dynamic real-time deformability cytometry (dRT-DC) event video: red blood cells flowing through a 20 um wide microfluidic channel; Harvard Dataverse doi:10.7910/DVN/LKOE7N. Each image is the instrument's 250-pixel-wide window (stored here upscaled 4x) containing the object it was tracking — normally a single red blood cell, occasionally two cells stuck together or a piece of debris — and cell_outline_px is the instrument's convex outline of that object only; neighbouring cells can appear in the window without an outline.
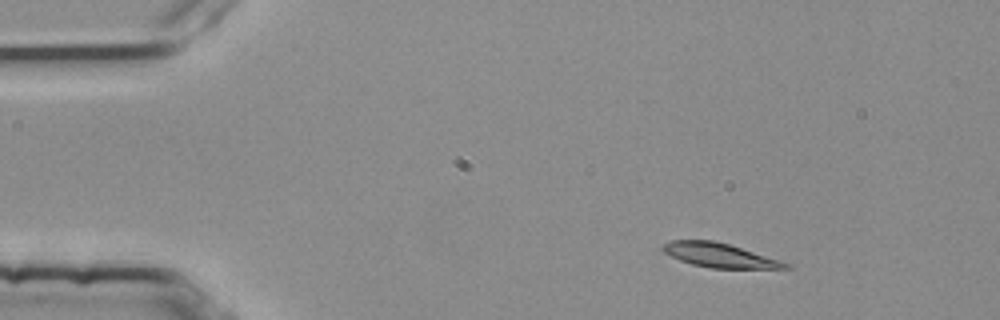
{"species": "common noctule bat (a hibernating species)", "species_latin": "Nyctalus noctula", "temperature_condition": "room temperature", "stored_images_in_passage": 8, "camera_frame_rate_fps": 3000, "um_per_image_px": 0.085, "animal": {"sex": "female", "body_mass_g": 25.1}, "frame": {"image": 1, "passage_image": 1, "time_ms": 0.0, "image_size_px": [1000, 320], "cell_outline_px": [[792, 268], [712, 268], [692, 264], [680, 260], [664, 252], [660, 248], [664, 244], [672, 240], [712, 240], [728, 244], [788, 264]], "centroid_in_image_um": [61.05, 21.69], "position_along_channel_um": 23.9, "area_um2": 16.65}}
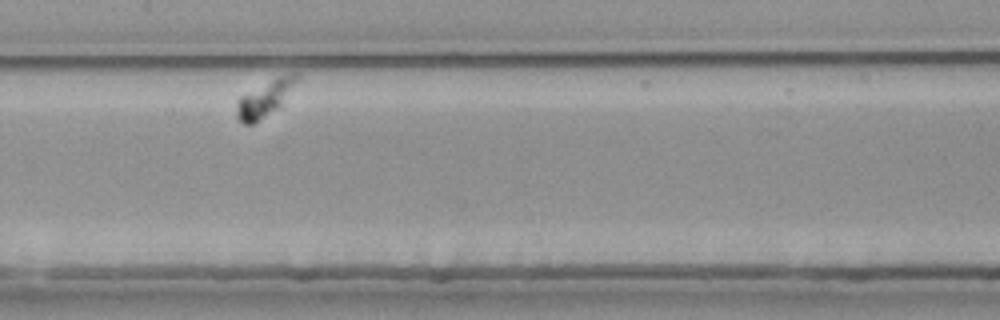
{"frame": {"image": 2, "passage_image": 6, "time_ms": 1.667, "image_size_px": [1000, 320], "cell_outline_px": [[300, 80], [280, 104], [276, 108], [252, 124], [244, 124], [236, 116], [236, 100], [240, 96], [276, 76], [288, 72], [300, 72]], "centroid_in_image_um": [22.56, 8.28], "position_along_channel_um": 184.8, "area_um2": 12.72}}